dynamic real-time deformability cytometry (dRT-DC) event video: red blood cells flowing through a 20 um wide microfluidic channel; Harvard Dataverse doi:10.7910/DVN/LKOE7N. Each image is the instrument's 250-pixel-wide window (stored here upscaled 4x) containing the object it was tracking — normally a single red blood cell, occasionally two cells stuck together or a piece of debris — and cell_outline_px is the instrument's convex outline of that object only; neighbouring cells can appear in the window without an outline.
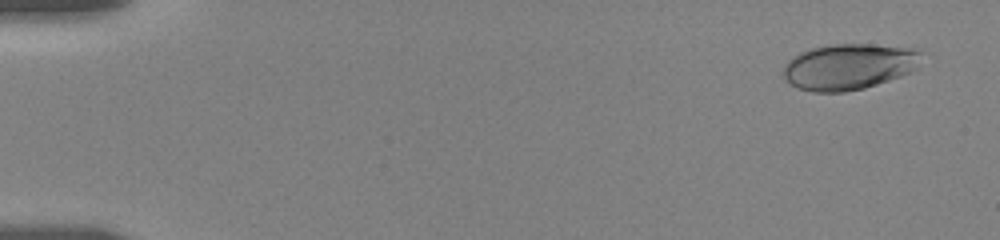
{"species": "human", "species_latin": "Homo sapiens", "temperature_condition": "room temperature", "stored_images_in_passage": 41, "camera_frame_rate_fps": 3000, "um_per_image_px": 0.085, "donor": {"sex": "female"}, "frame": {"image": 1, "passage_image": 1, "time_ms": 0.0, "image_size_px": [1000, 240], "cell_outline_px": [[924, 52], [916, 68], [912, 72], [864, 88], [844, 92], [812, 92], [796, 88], [784, 80], [784, 64], [792, 56], [800, 52], [812, 48], [832, 44], [872, 44], [920, 48]], "centroid_in_image_um": [72.17, 5.65], "position_along_channel_um": 12.8, "area_um2": 37.51}}
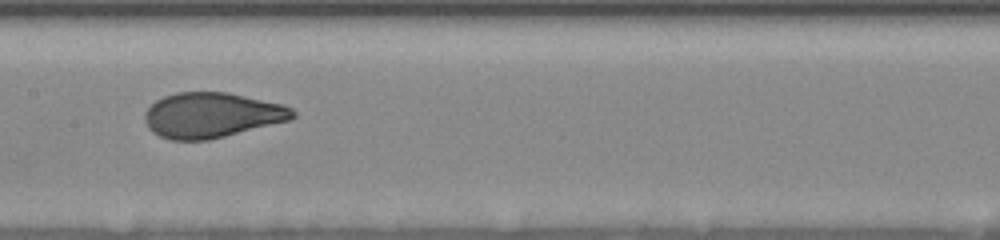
{"frame": {"image": 2, "passage_image": 19, "time_ms": 8.667, "image_size_px": [1000, 240], "cell_outline_px": [[296, 116], [288, 120], [208, 140], [172, 140], [160, 136], [152, 132], [148, 128], [144, 120], [144, 112], [156, 100], [164, 96], [176, 92], [228, 92], [284, 104], [292, 108], [296, 112]], "centroid_in_image_um": [17.98, 9.77], "position_along_channel_um": 189.4, "area_um2": 38.9}}
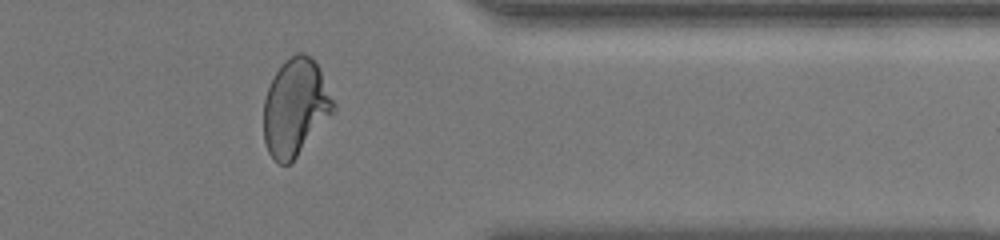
{"frame": {"image": 3, "passage_image": 31, "time_ms": 14.333, "image_size_px": [1000, 240], "cell_outline_px": [[336, 112], [296, 156], [288, 164], [280, 164], [268, 152], [264, 140], [264, 100], [268, 88], [280, 64], [284, 60], [296, 52], [304, 52], [316, 64], [336, 104]], "centroid_in_image_um": [25.12, 9.12], "position_along_channel_um": 386.3, "area_um2": 39.25}, "authors_computed_cell_mechanics": {"area_um2": 38.8994, "velocity_mm_per_s": 3.6206, "shape_relaxation_time_tau1_ms": 5.4024, "shape_relaxation_time_tau2_ms": null, "deformation_change_tau1": 0.1962, "deformation_change_tau2": null}}